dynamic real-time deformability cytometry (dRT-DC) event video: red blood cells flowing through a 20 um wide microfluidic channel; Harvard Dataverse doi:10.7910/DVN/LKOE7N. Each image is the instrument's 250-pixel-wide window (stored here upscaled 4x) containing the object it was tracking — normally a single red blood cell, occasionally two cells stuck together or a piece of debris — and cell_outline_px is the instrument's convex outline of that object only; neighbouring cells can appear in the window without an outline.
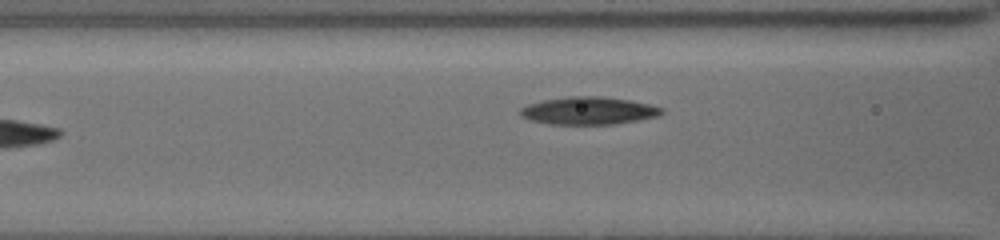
{"species": "common noctule bat (a hibernating species)", "species_latin": "Nyctalus noctula", "temperature_condition": "cold", "stored_images_in_passage": 10, "camera_frame_rate_fps": 3000, "um_per_image_px": 0.085, "animal": {"sex": "female", "body_mass_g": 19.5, "forearm_length_mm": 54.1}, "frame": {"image": 1, "passage_image": 10, "time_ms": 8.667, "image_size_px": [1000, 240], "cell_outline_px": [[664, 112], [660, 116], [640, 120], [616, 124], [552, 124], [532, 120], [520, 116], [520, 108], [528, 104], [544, 100], [568, 96], [604, 96], [632, 100], [652, 104], [664, 108]], "centroid_in_image_um": [50.11, 9.4], "position_along_channel_um": 116.5, "area_um2": 23.06}}